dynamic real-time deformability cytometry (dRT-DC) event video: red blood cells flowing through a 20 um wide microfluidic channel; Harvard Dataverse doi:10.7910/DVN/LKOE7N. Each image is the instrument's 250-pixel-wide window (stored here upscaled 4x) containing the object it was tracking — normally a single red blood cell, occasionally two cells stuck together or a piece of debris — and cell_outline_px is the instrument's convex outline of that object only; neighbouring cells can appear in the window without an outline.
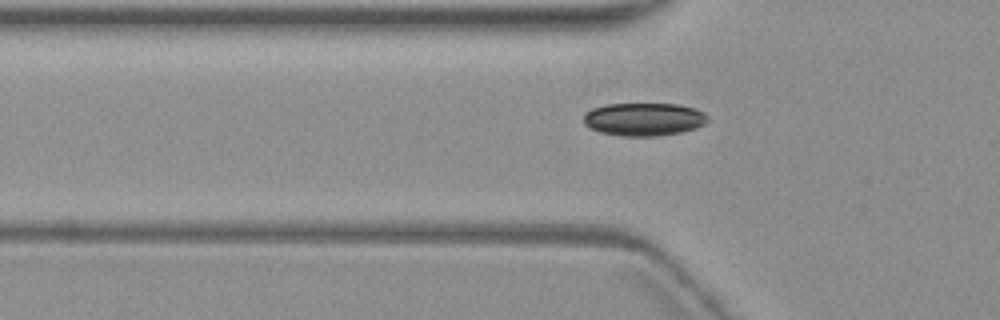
{"species": "common noctule bat (a hibernating species)", "species_latin": "Nyctalus noctula", "temperature_condition": "warm", "stored_images_in_passage": 10, "camera_frame_rate_fps": 3000, "um_per_image_px": 0.085, "animal": {"sex": "female", "body_mass_g": 19.3, "forearm_length_mm": 54.1}, "frame": {"image": 1, "passage_image": 4, "time_ms": 5.0, "image_size_px": [1000, 320], "cell_outline_px": [[708, 120], [704, 124], [696, 128], [680, 132], [656, 136], [620, 136], [600, 132], [588, 128], [584, 124], [584, 112], [592, 108], [604, 104], [676, 104], [692, 108], [704, 112], [708, 116]], "centroid_in_image_um": [54.68, 10.14], "position_along_channel_um": 71.1, "area_um2": 23.99}}
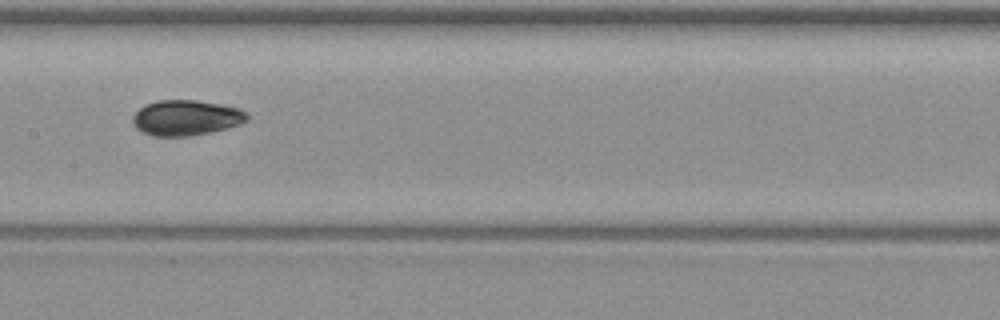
{"frame": {"image": 2, "passage_image": 7, "time_ms": 8.333, "image_size_px": [1000, 320], "cell_outline_px": [[248, 120], [240, 124], [228, 128], [192, 136], [152, 136], [136, 128], [132, 120], [132, 116], [144, 104], [156, 100], [196, 100], [220, 104], [240, 108], [248, 112]], "centroid_in_image_um": [15.83, 10.0], "position_along_channel_um": 191.6, "area_um2": 23.81}}
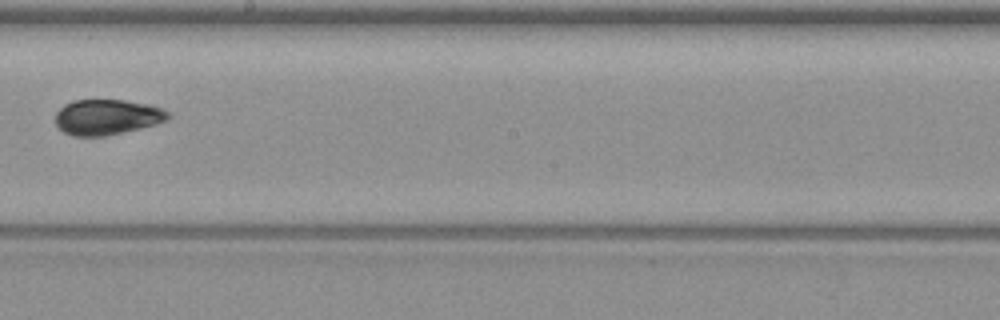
{"frame": {"image": 3, "passage_image": 8, "time_ms": 9.667, "image_size_px": [1000, 320], "cell_outline_px": [[172, 116], [168, 120], [156, 124], [140, 128], [104, 136], [72, 136], [64, 132], [56, 124], [56, 112], [64, 104], [72, 100], [124, 100], [148, 104], [160, 108], [168, 112]], "centroid_in_image_um": [9.09, 9.94], "position_along_channel_um": 239.1, "area_um2": 23.24}}